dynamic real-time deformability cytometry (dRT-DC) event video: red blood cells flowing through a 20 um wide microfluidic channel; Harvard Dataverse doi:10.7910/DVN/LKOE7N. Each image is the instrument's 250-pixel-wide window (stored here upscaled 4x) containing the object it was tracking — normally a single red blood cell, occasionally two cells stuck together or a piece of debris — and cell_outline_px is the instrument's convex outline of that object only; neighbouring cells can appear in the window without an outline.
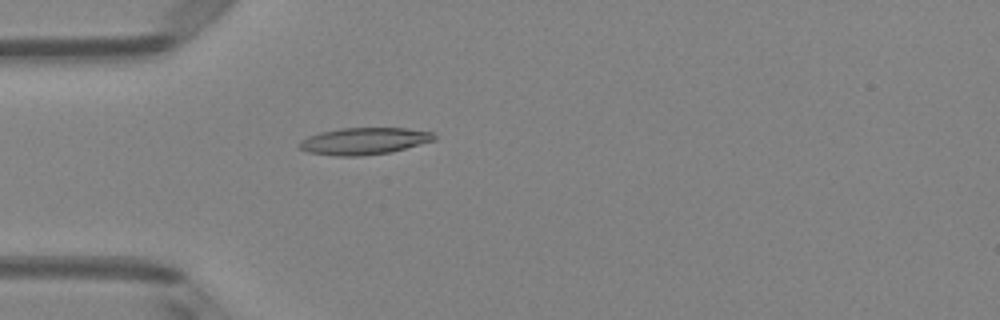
{"species": "Egyptian fruit bat (a non-hibernating species)", "species_latin": "Rousettus aegyptiacus", "temperature_condition": "room temperature", "stored_images_in_passage": 1, "camera_frame_rate_fps": 3000, "um_per_image_px": 0.085, "animal": {"sex": "female"}, "frame": {"image": 1, "passage_image": 1, "time_ms": 0.0, "image_size_px": [1000, 320], "cell_outline_px": [[436, 140], [392, 152], [360, 156], [336, 156], [308, 152], [300, 148], [300, 140], [308, 136], [320, 132], [340, 128], [404, 128], [432, 132], [436, 136]], "centroid_in_image_um": [30.96, 11.99], "position_along_channel_um": 54.0, "area_um2": 21.15}}